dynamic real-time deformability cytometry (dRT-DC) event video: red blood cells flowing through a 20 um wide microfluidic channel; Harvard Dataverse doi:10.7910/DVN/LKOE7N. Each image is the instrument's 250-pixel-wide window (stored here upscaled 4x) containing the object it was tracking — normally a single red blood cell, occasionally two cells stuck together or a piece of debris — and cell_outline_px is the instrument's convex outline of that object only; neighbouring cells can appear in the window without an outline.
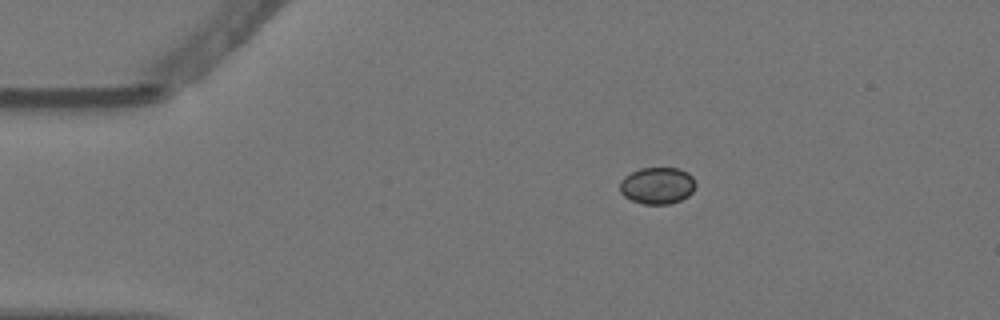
{"species": "Egyptian fruit bat (a non-hibernating species)", "species_latin": "Rousettus aegyptiacus", "temperature_condition": "warm", "stored_images_in_passage": 4, "camera_frame_rate_fps": 3000, "um_per_image_px": 0.085, "animal": {"sex": "female"}, "frame": {"image": 1, "passage_image": 1, "time_ms": 0.0, "image_size_px": [1000, 320], "cell_outline_px": [[696, 184], [692, 192], [688, 196], [680, 200], [668, 204], [644, 204], [632, 200], [624, 196], [620, 192], [620, 180], [624, 176], [640, 168], [680, 168], [688, 172], [692, 176]], "centroid_in_image_um": [55.87, 15.76], "position_along_channel_um": 29.1, "area_um2": 16.3}}
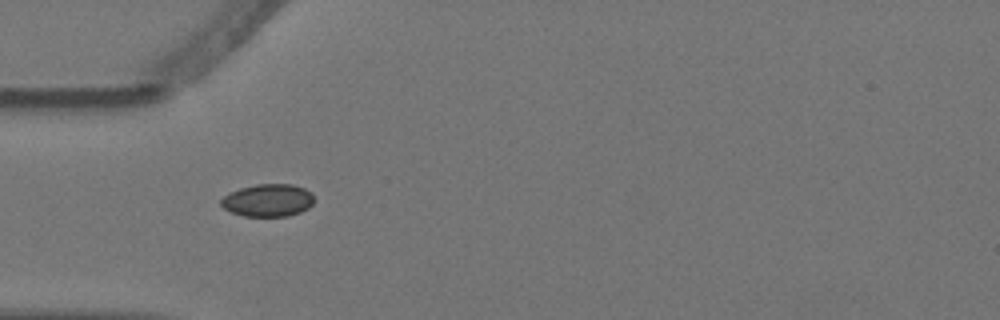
{"frame": {"image": 2, "passage_image": 3, "time_ms": 0.667, "image_size_px": [1000, 320], "cell_outline_px": [[312, 204], [308, 208], [300, 212], [288, 216], [244, 216], [232, 212], [224, 208], [220, 204], [220, 200], [224, 196], [240, 188], [256, 184], [292, 184], [304, 188], [312, 192]], "centroid_in_image_um": [22.78, 17.02], "position_along_channel_um": 62.2, "area_um2": 17.57}}